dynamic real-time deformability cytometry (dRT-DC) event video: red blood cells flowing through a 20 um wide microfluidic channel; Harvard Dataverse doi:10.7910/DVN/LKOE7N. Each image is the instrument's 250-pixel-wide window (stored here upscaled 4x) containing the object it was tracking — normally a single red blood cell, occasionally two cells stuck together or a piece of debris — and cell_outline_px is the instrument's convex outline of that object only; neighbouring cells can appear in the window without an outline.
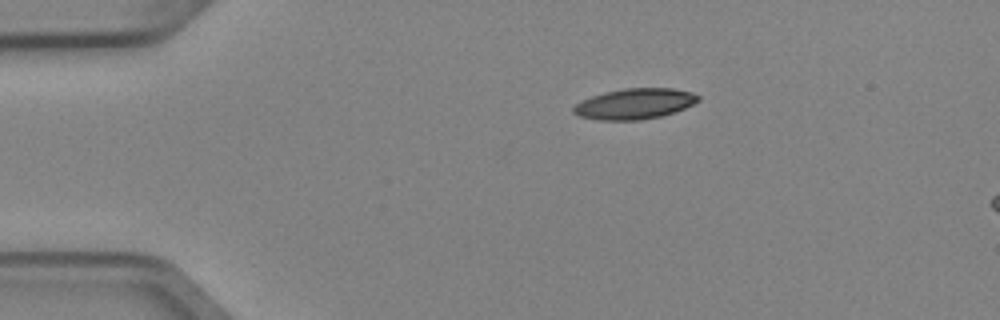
{"species": "Egyptian fruit bat (a non-hibernating species)", "species_latin": "Rousettus aegyptiacus", "temperature_condition": "cold", "stored_images_in_passage": 2, "camera_frame_rate_fps": 3000, "um_per_image_px": 0.085, "animal": {"sex": "female"}, "frame": {"image": 1, "passage_image": 1, "time_ms": 0.0, "image_size_px": [1000, 320], "cell_outline_px": [[700, 100], [684, 108], [660, 116], [640, 120], [600, 120], [580, 116], [572, 112], [572, 108], [576, 104], [592, 96], [604, 92], [624, 88], [672, 88], [692, 92], [700, 96]], "centroid_in_image_um": [53.95, 8.81], "position_along_channel_um": 31.1, "area_um2": 22.08}}